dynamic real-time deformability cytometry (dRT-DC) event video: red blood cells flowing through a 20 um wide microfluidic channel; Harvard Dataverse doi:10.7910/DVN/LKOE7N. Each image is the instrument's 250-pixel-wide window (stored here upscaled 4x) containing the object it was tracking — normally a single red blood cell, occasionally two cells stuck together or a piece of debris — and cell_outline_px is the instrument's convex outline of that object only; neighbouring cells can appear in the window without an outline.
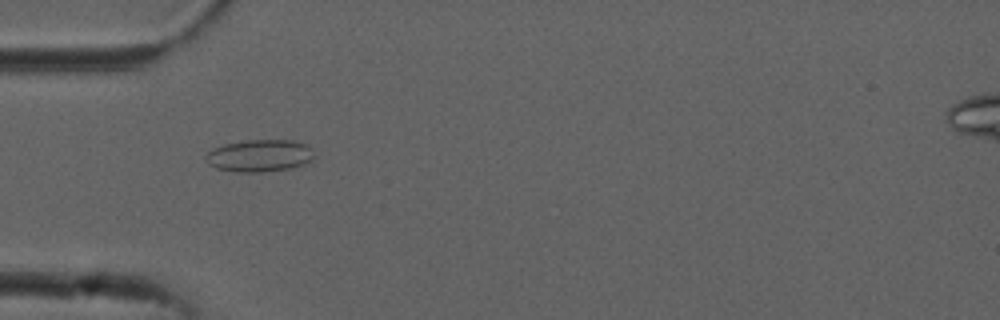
{"species": "common noctule bat (a hibernating species)", "species_latin": "Nyctalus noctula", "temperature_condition": "cold", "stored_images_in_passage": 54, "camera_frame_rate_fps": 3000, "um_per_image_px": 0.085, "animal": {"sex": "male", "forearm_length_mm": 52.5}, "frame": {"image": 1, "passage_image": 17, "time_ms": 5.333, "image_size_px": [1000, 320], "cell_outline_px": [[316, 156], [312, 160], [304, 164], [292, 168], [264, 172], [232, 172], [216, 168], [208, 164], [204, 160], [204, 156], [212, 148], [224, 144], [244, 140], [292, 140], [304, 144]], "centroid_in_image_um": [22.01, 13.24], "position_along_channel_um": 63.0, "area_um2": 20.58}}
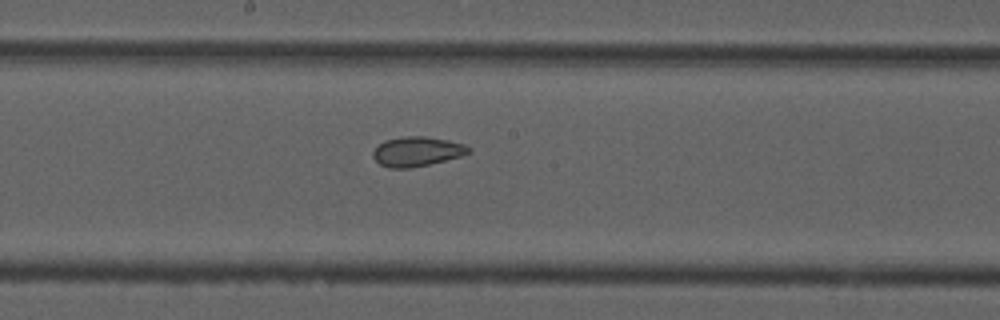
{"frame": {"image": 2, "passage_image": 29, "time_ms": 9.333, "image_size_px": [1000, 320], "cell_outline_px": [[472, 152], [460, 156], [412, 168], [388, 168], [380, 164], [372, 156], [372, 152], [384, 140], [404, 136], [424, 136], [448, 140], [464, 144], [472, 148]], "centroid_in_image_um": [35.45, 12.87], "position_along_channel_um": 212.8, "area_um2": 16.47}}
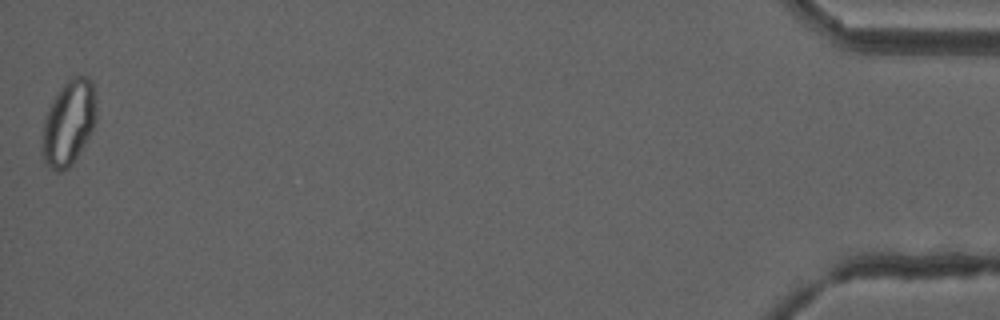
{"frame": {"image": 3, "passage_image": 54, "time_ms": 17.667, "image_size_px": [1000, 320], "cell_outline_px": [[96, 120], [84, 144], [72, 164], [68, 168], [60, 172], [56, 172], [44, 164], [40, 156], [40, 148], [44, 124], [48, 108], [64, 84], [72, 76], [88, 76], [92, 80], [96, 104]], "centroid_in_image_um": [5.81, 10.48], "position_along_channel_um": 429.4, "area_um2": 26.88}, "authors_computed_cell_mechanics": {"area_um2": 21.5305, "velocity_mm_per_s": 3.7708, "shape_relaxation_time_tau1_ms": null, "shape_relaxation_time_tau2_ms": 1.3946, "deformation_change_tau1": null, "deformation_change_tau2": 0.0683}}